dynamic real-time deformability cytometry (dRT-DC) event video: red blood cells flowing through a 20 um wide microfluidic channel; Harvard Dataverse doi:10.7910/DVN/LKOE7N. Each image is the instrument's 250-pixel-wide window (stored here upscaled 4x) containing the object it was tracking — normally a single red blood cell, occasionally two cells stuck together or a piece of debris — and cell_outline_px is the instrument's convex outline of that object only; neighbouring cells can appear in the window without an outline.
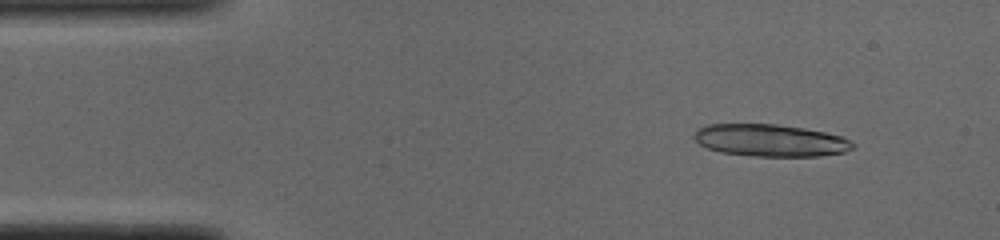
{"species": "common noctule bat (a hibernating species)", "species_latin": "Nyctalus noctula", "temperature_condition": "cold", "stored_images_in_passage": 49, "camera_frame_rate_fps": 3000, "um_per_image_px": 0.085, "animal": {"sex": "male", "body_mass_g": 19.0, "forearm_length_mm": 50.8}, "frame": {"image": 1, "passage_image": 4, "time_ms": 1.0, "image_size_px": [1000, 240], "cell_outline_px": [[856, 148], [844, 152], [820, 156], [756, 156], [720, 152], [708, 148], [700, 144], [692, 136], [696, 128], [704, 124], [776, 124], [804, 128], [844, 136], [856, 144]], "centroid_in_image_um": [65.49, 11.92], "position_along_channel_um": 19.5, "area_um2": 30.06}}
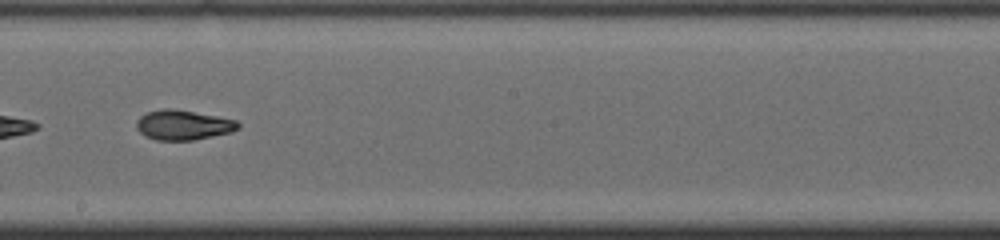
{"frame": {"image": 2, "passage_image": 27, "time_ms": 8.667, "image_size_px": [1000, 240], "cell_outline_px": [[240, 128], [232, 132], [192, 140], [156, 140], [144, 136], [136, 128], [136, 120], [140, 116], [148, 112], [164, 108], [172, 108], [216, 116], [236, 120], [240, 124]], "centroid_in_image_um": [15.55, 10.63], "position_along_channel_um": 232.6, "area_um2": 17.69}}
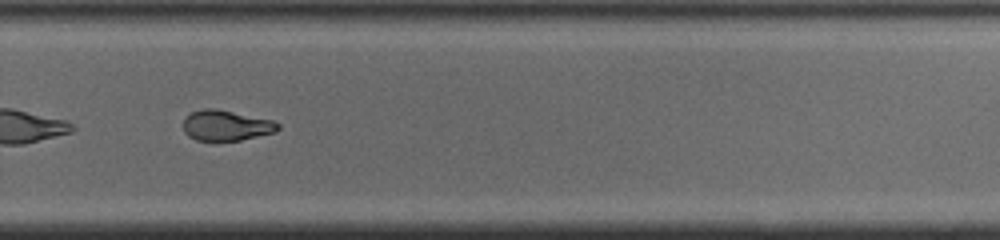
{"frame": {"image": 3, "passage_image": 33, "time_ms": 10.667, "image_size_px": [1000, 240], "cell_outline_px": [[280, 128], [276, 132], [240, 140], [216, 144], [196, 140], [188, 136], [184, 132], [184, 120], [192, 112], [204, 108], [216, 108], [272, 120], [280, 124]], "centroid_in_image_um": [19.21, 10.71], "position_along_channel_um": 310.6, "area_um2": 17.34}, "authors_computed_cell_mechanics": {"area_um2": 18.0914, "velocity_mm_per_s": 3.9008, "shape_relaxation_time_tau1_ms": 7.6937, "shape_relaxation_time_tau2_ms": 1.6358, "deformation_change_tau1": 0.2442, "deformation_change_tau2": 0.0724}}